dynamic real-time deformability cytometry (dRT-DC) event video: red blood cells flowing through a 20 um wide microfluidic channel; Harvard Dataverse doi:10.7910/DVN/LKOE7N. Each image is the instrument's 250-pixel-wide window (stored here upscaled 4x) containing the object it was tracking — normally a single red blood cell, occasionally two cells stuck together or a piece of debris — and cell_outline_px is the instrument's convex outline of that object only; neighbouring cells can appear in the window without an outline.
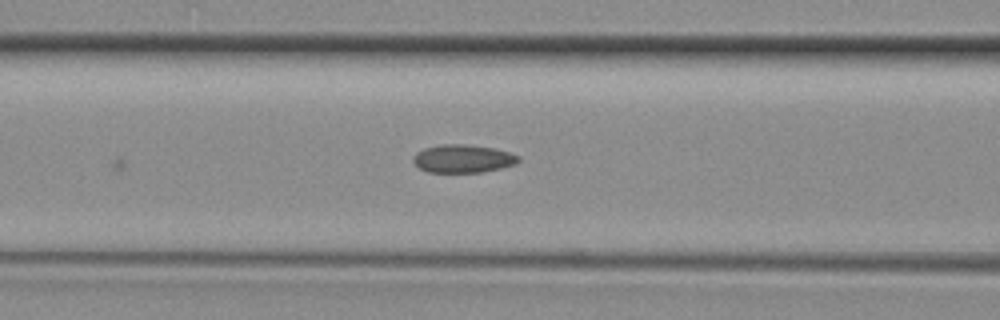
{"species": "common noctule bat (a hibernating species)", "species_latin": "Nyctalus noctula", "temperature_condition": "room temperature", "stored_images_in_passage": 19, "camera_frame_rate_fps": 3000, "um_per_image_px": 0.085, "animal": {"sex": "female", "body_mass_g": 29.2, "forearm_length_mm": 56.3}, "frame": {"image": 1, "passage_image": 19, "time_ms": 6.0, "image_size_px": [1000, 320], "cell_outline_px": [[520, 160], [516, 164], [500, 168], [480, 172], [428, 172], [420, 168], [412, 160], [416, 152], [424, 148], [444, 144], [464, 144], [492, 148], [508, 152], [520, 156]], "centroid_in_image_um": [39.35, 13.48], "position_along_channel_um": 127.3, "area_um2": 17.05}}